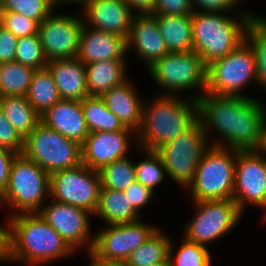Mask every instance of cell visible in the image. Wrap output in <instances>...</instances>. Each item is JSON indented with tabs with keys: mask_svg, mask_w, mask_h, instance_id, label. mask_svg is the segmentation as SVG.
Returning <instances> with one entry per match:
<instances>
[{
	"mask_svg": "<svg viewBox=\"0 0 266 266\" xmlns=\"http://www.w3.org/2000/svg\"><path fill=\"white\" fill-rule=\"evenodd\" d=\"M0 147L6 148L14 153L22 154L24 138L8 122L3 111L0 109Z\"/></svg>",
	"mask_w": 266,
	"mask_h": 266,
	"instance_id": "39",
	"label": "cell"
},
{
	"mask_svg": "<svg viewBox=\"0 0 266 266\" xmlns=\"http://www.w3.org/2000/svg\"><path fill=\"white\" fill-rule=\"evenodd\" d=\"M101 179L97 170L80 165L50 174V195L54 201L94 214L99 201Z\"/></svg>",
	"mask_w": 266,
	"mask_h": 266,
	"instance_id": "12",
	"label": "cell"
},
{
	"mask_svg": "<svg viewBox=\"0 0 266 266\" xmlns=\"http://www.w3.org/2000/svg\"><path fill=\"white\" fill-rule=\"evenodd\" d=\"M257 84L254 54L244 40L223 58L207 65L206 92L215 95L245 96L249 82Z\"/></svg>",
	"mask_w": 266,
	"mask_h": 266,
	"instance_id": "10",
	"label": "cell"
},
{
	"mask_svg": "<svg viewBox=\"0 0 266 266\" xmlns=\"http://www.w3.org/2000/svg\"><path fill=\"white\" fill-rule=\"evenodd\" d=\"M126 60H105L85 65L89 96H101L128 79Z\"/></svg>",
	"mask_w": 266,
	"mask_h": 266,
	"instance_id": "24",
	"label": "cell"
},
{
	"mask_svg": "<svg viewBox=\"0 0 266 266\" xmlns=\"http://www.w3.org/2000/svg\"><path fill=\"white\" fill-rule=\"evenodd\" d=\"M25 97L40 116L61 100L53 76L47 67L35 70Z\"/></svg>",
	"mask_w": 266,
	"mask_h": 266,
	"instance_id": "28",
	"label": "cell"
},
{
	"mask_svg": "<svg viewBox=\"0 0 266 266\" xmlns=\"http://www.w3.org/2000/svg\"><path fill=\"white\" fill-rule=\"evenodd\" d=\"M81 10L84 25L128 38L135 14L126 1L92 0Z\"/></svg>",
	"mask_w": 266,
	"mask_h": 266,
	"instance_id": "18",
	"label": "cell"
},
{
	"mask_svg": "<svg viewBox=\"0 0 266 266\" xmlns=\"http://www.w3.org/2000/svg\"><path fill=\"white\" fill-rule=\"evenodd\" d=\"M130 79L122 84L112 87L100 97L103 99L106 108L112 112L121 123L135 133L139 130L142 121L143 103L138 91ZM133 84V85H132Z\"/></svg>",
	"mask_w": 266,
	"mask_h": 266,
	"instance_id": "22",
	"label": "cell"
},
{
	"mask_svg": "<svg viewBox=\"0 0 266 266\" xmlns=\"http://www.w3.org/2000/svg\"><path fill=\"white\" fill-rule=\"evenodd\" d=\"M90 1H92V0H64V3L66 4V3H68V4H71V2H72V4L73 3H79V4H81L82 6L81 7H83L86 3H88V2H90Z\"/></svg>",
	"mask_w": 266,
	"mask_h": 266,
	"instance_id": "50",
	"label": "cell"
},
{
	"mask_svg": "<svg viewBox=\"0 0 266 266\" xmlns=\"http://www.w3.org/2000/svg\"><path fill=\"white\" fill-rule=\"evenodd\" d=\"M191 2H192L194 11L201 10V11H209V12H226L219 5V0H191Z\"/></svg>",
	"mask_w": 266,
	"mask_h": 266,
	"instance_id": "46",
	"label": "cell"
},
{
	"mask_svg": "<svg viewBox=\"0 0 266 266\" xmlns=\"http://www.w3.org/2000/svg\"><path fill=\"white\" fill-rule=\"evenodd\" d=\"M196 214L184 229V238L207 247L238 224L242 212L233 199L192 202Z\"/></svg>",
	"mask_w": 266,
	"mask_h": 266,
	"instance_id": "11",
	"label": "cell"
},
{
	"mask_svg": "<svg viewBox=\"0 0 266 266\" xmlns=\"http://www.w3.org/2000/svg\"><path fill=\"white\" fill-rule=\"evenodd\" d=\"M211 142L197 121L189 130L155 152L160 156L167 176L185 189L193 181L197 165Z\"/></svg>",
	"mask_w": 266,
	"mask_h": 266,
	"instance_id": "9",
	"label": "cell"
},
{
	"mask_svg": "<svg viewBox=\"0 0 266 266\" xmlns=\"http://www.w3.org/2000/svg\"><path fill=\"white\" fill-rule=\"evenodd\" d=\"M261 107H262V115H263V125L262 126H266V107L262 103H261Z\"/></svg>",
	"mask_w": 266,
	"mask_h": 266,
	"instance_id": "52",
	"label": "cell"
},
{
	"mask_svg": "<svg viewBox=\"0 0 266 266\" xmlns=\"http://www.w3.org/2000/svg\"><path fill=\"white\" fill-rule=\"evenodd\" d=\"M2 12H16L37 21L39 24L57 6L51 0H1Z\"/></svg>",
	"mask_w": 266,
	"mask_h": 266,
	"instance_id": "37",
	"label": "cell"
},
{
	"mask_svg": "<svg viewBox=\"0 0 266 266\" xmlns=\"http://www.w3.org/2000/svg\"><path fill=\"white\" fill-rule=\"evenodd\" d=\"M1 15H2V6H1V0H0V19H1Z\"/></svg>",
	"mask_w": 266,
	"mask_h": 266,
	"instance_id": "54",
	"label": "cell"
},
{
	"mask_svg": "<svg viewBox=\"0 0 266 266\" xmlns=\"http://www.w3.org/2000/svg\"><path fill=\"white\" fill-rule=\"evenodd\" d=\"M249 97L206 92L197 99L198 121L207 138L212 130L223 137V143L221 139L212 140L211 145L238 151L258 150L263 125L261 101Z\"/></svg>",
	"mask_w": 266,
	"mask_h": 266,
	"instance_id": "1",
	"label": "cell"
},
{
	"mask_svg": "<svg viewBox=\"0 0 266 266\" xmlns=\"http://www.w3.org/2000/svg\"><path fill=\"white\" fill-rule=\"evenodd\" d=\"M88 131L116 132L133 131L126 128L107 108L100 96H87L81 101Z\"/></svg>",
	"mask_w": 266,
	"mask_h": 266,
	"instance_id": "29",
	"label": "cell"
},
{
	"mask_svg": "<svg viewBox=\"0 0 266 266\" xmlns=\"http://www.w3.org/2000/svg\"><path fill=\"white\" fill-rule=\"evenodd\" d=\"M180 97L158 94L152 102L143 103L141 125L134 137L139 149L155 151L198 121L197 100Z\"/></svg>",
	"mask_w": 266,
	"mask_h": 266,
	"instance_id": "2",
	"label": "cell"
},
{
	"mask_svg": "<svg viewBox=\"0 0 266 266\" xmlns=\"http://www.w3.org/2000/svg\"><path fill=\"white\" fill-rule=\"evenodd\" d=\"M6 227L0 226V262H8L10 255V220L6 219Z\"/></svg>",
	"mask_w": 266,
	"mask_h": 266,
	"instance_id": "44",
	"label": "cell"
},
{
	"mask_svg": "<svg viewBox=\"0 0 266 266\" xmlns=\"http://www.w3.org/2000/svg\"><path fill=\"white\" fill-rule=\"evenodd\" d=\"M46 67L53 76L61 100L82 101L89 96L85 65L77 57L52 60Z\"/></svg>",
	"mask_w": 266,
	"mask_h": 266,
	"instance_id": "23",
	"label": "cell"
},
{
	"mask_svg": "<svg viewBox=\"0 0 266 266\" xmlns=\"http://www.w3.org/2000/svg\"><path fill=\"white\" fill-rule=\"evenodd\" d=\"M18 38L0 25V64L15 61Z\"/></svg>",
	"mask_w": 266,
	"mask_h": 266,
	"instance_id": "42",
	"label": "cell"
},
{
	"mask_svg": "<svg viewBox=\"0 0 266 266\" xmlns=\"http://www.w3.org/2000/svg\"><path fill=\"white\" fill-rule=\"evenodd\" d=\"M38 213L75 252L82 246L87 247V253L92 251L94 235L90 234V212L52 200L51 203L43 205Z\"/></svg>",
	"mask_w": 266,
	"mask_h": 266,
	"instance_id": "16",
	"label": "cell"
},
{
	"mask_svg": "<svg viewBox=\"0 0 266 266\" xmlns=\"http://www.w3.org/2000/svg\"><path fill=\"white\" fill-rule=\"evenodd\" d=\"M98 172L102 188L124 191L136 181L134 162L128 156L103 166Z\"/></svg>",
	"mask_w": 266,
	"mask_h": 266,
	"instance_id": "33",
	"label": "cell"
},
{
	"mask_svg": "<svg viewBox=\"0 0 266 266\" xmlns=\"http://www.w3.org/2000/svg\"><path fill=\"white\" fill-rule=\"evenodd\" d=\"M150 266H170L169 258L166 261L158 262Z\"/></svg>",
	"mask_w": 266,
	"mask_h": 266,
	"instance_id": "51",
	"label": "cell"
},
{
	"mask_svg": "<svg viewBox=\"0 0 266 266\" xmlns=\"http://www.w3.org/2000/svg\"><path fill=\"white\" fill-rule=\"evenodd\" d=\"M191 0H156L153 15H192Z\"/></svg>",
	"mask_w": 266,
	"mask_h": 266,
	"instance_id": "40",
	"label": "cell"
},
{
	"mask_svg": "<svg viewBox=\"0 0 266 266\" xmlns=\"http://www.w3.org/2000/svg\"><path fill=\"white\" fill-rule=\"evenodd\" d=\"M126 38L83 25L77 58L84 64L105 60H126Z\"/></svg>",
	"mask_w": 266,
	"mask_h": 266,
	"instance_id": "20",
	"label": "cell"
},
{
	"mask_svg": "<svg viewBox=\"0 0 266 266\" xmlns=\"http://www.w3.org/2000/svg\"><path fill=\"white\" fill-rule=\"evenodd\" d=\"M90 257L89 266H128L126 261L106 260L97 258L92 252L87 253Z\"/></svg>",
	"mask_w": 266,
	"mask_h": 266,
	"instance_id": "47",
	"label": "cell"
},
{
	"mask_svg": "<svg viewBox=\"0 0 266 266\" xmlns=\"http://www.w3.org/2000/svg\"><path fill=\"white\" fill-rule=\"evenodd\" d=\"M82 16L51 13L40 24L38 34L48 62L76 58L79 52Z\"/></svg>",
	"mask_w": 266,
	"mask_h": 266,
	"instance_id": "15",
	"label": "cell"
},
{
	"mask_svg": "<svg viewBox=\"0 0 266 266\" xmlns=\"http://www.w3.org/2000/svg\"><path fill=\"white\" fill-rule=\"evenodd\" d=\"M147 69L154 82L165 91L162 95H179L184 90L196 89L201 92L189 97L197 100L206 93L207 66L195 51L169 52Z\"/></svg>",
	"mask_w": 266,
	"mask_h": 266,
	"instance_id": "7",
	"label": "cell"
},
{
	"mask_svg": "<svg viewBox=\"0 0 266 266\" xmlns=\"http://www.w3.org/2000/svg\"><path fill=\"white\" fill-rule=\"evenodd\" d=\"M237 150L210 145L188 185L192 201L233 199Z\"/></svg>",
	"mask_w": 266,
	"mask_h": 266,
	"instance_id": "6",
	"label": "cell"
},
{
	"mask_svg": "<svg viewBox=\"0 0 266 266\" xmlns=\"http://www.w3.org/2000/svg\"><path fill=\"white\" fill-rule=\"evenodd\" d=\"M158 228L138 220L132 223L107 225L94 234L92 253L101 259L126 261Z\"/></svg>",
	"mask_w": 266,
	"mask_h": 266,
	"instance_id": "14",
	"label": "cell"
},
{
	"mask_svg": "<svg viewBox=\"0 0 266 266\" xmlns=\"http://www.w3.org/2000/svg\"><path fill=\"white\" fill-rule=\"evenodd\" d=\"M0 109L23 138L41 122V116L25 96H1Z\"/></svg>",
	"mask_w": 266,
	"mask_h": 266,
	"instance_id": "27",
	"label": "cell"
},
{
	"mask_svg": "<svg viewBox=\"0 0 266 266\" xmlns=\"http://www.w3.org/2000/svg\"><path fill=\"white\" fill-rule=\"evenodd\" d=\"M56 6H60L59 4L63 5L64 0H51Z\"/></svg>",
	"mask_w": 266,
	"mask_h": 266,
	"instance_id": "53",
	"label": "cell"
},
{
	"mask_svg": "<svg viewBox=\"0 0 266 266\" xmlns=\"http://www.w3.org/2000/svg\"><path fill=\"white\" fill-rule=\"evenodd\" d=\"M95 215L103 219L107 225L132 223L141 218V214L130 203L124 191L102 187Z\"/></svg>",
	"mask_w": 266,
	"mask_h": 266,
	"instance_id": "25",
	"label": "cell"
},
{
	"mask_svg": "<svg viewBox=\"0 0 266 266\" xmlns=\"http://www.w3.org/2000/svg\"><path fill=\"white\" fill-rule=\"evenodd\" d=\"M244 40L254 54L257 84L266 90V21L262 17L248 23Z\"/></svg>",
	"mask_w": 266,
	"mask_h": 266,
	"instance_id": "32",
	"label": "cell"
},
{
	"mask_svg": "<svg viewBox=\"0 0 266 266\" xmlns=\"http://www.w3.org/2000/svg\"><path fill=\"white\" fill-rule=\"evenodd\" d=\"M49 195L50 175L23 154H17L7 187L0 195V206L6 205L10 211L14 210L11 216L38 213Z\"/></svg>",
	"mask_w": 266,
	"mask_h": 266,
	"instance_id": "5",
	"label": "cell"
},
{
	"mask_svg": "<svg viewBox=\"0 0 266 266\" xmlns=\"http://www.w3.org/2000/svg\"><path fill=\"white\" fill-rule=\"evenodd\" d=\"M133 207L141 214V209L149 204L154 196L151 189L143 186L138 181L133 182L127 189L124 190Z\"/></svg>",
	"mask_w": 266,
	"mask_h": 266,
	"instance_id": "41",
	"label": "cell"
},
{
	"mask_svg": "<svg viewBox=\"0 0 266 266\" xmlns=\"http://www.w3.org/2000/svg\"><path fill=\"white\" fill-rule=\"evenodd\" d=\"M233 200L242 213L248 203L266 210V157L258 150H237Z\"/></svg>",
	"mask_w": 266,
	"mask_h": 266,
	"instance_id": "13",
	"label": "cell"
},
{
	"mask_svg": "<svg viewBox=\"0 0 266 266\" xmlns=\"http://www.w3.org/2000/svg\"><path fill=\"white\" fill-rule=\"evenodd\" d=\"M0 25L17 38L37 35L39 23L16 12H2Z\"/></svg>",
	"mask_w": 266,
	"mask_h": 266,
	"instance_id": "38",
	"label": "cell"
},
{
	"mask_svg": "<svg viewBox=\"0 0 266 266\" xmlns=\"http://www.w3.org/2000/svg\"><path fill=\"white\" fill-rule=\"evenodd\" d=\"M157 228L150 237L136 250H134L126 262L128 266H150L166 261L169 258L170 238Z\"/></svg>",
	"mask_w": 266,
	"mask_h": 266,
	"instance_id": "30",
	"label": "cell"
},
{
	"mask_svg": "<svg viewBox=\"0 0 266 266\" xmlns=\"http://www.w3.org/2000/svg\"><path fill=\"white\" fill-rule=\"evenodd\" d=\"M22 154L49 175L82 163L81 145L40 122L25 138Z\"/></svg>",
	"mask_w": 266,
	"mask_h": 266,
	"instance_id": "8",
	"label": "cell"
},
{
	"mask_svg": "<svg viewBox=\"0 0 266 266\" xmlns=\"http://www.w3.org/2000/svg\"><path fill=\"white\" fill-rule=\"evenodd\" d=\"M135 134L134 131L90 132L81 145L82 163L99 171L103 166L127 157L130 137Z\"/></svg>",
	"mask_w": 266,
	"mask_h": 266,
	"instance_id": "17",
	"label": "cell"
},
{
	"mask_svg": "<svg viewBox=\"0 0 266 266\" xmlns=\"http://www.w3.org/2000/svg\"><path fill=\"white\" fill-rule=\"evenodd\" d=\"M126 42L127 51L134 49L135 55L144 60L146 68L169 53L153 14L134 15Z\"/></svg>",
	"mask_w": 266,
	"mask_h": 266,
	"instance_id": "19",
	"label": "cell"
},
{
	"mask_svg": "<svg viewBox=\"0 0 266 266\" xmlns=\"http://www.w3.org/2000/svg\"><path fill=\"white\" fill-rule=\"evenodd\" d=\"M16 155L17 153L0 147V195L7 187L11 166Z\"/></svg>",
	"mask_w": 266,
	"mask_h": 266,
	"instance_id": "43",
	"label": "cell"
},
{
	"mask_svg": "<svg viewBox=\"0 0 266 266\" xmlns=\"http://www.w3.org/2000/svg\"><path fill=\"white\" fill-rule=\"evenodd\" d=\"M41 122L80 145L89 134L81 101L60 100L41 115Z\"/></svg>",
	"mask_w": 266,
	"mask_h": 266,
	"instance_id": "21",
	"label": "cell"
},
{
	"mask_svg": "<svg viewBox=\"0 0 266 266\" xmlns=\"http://www.w3.org/2000/svg\"><path fill=\"white\" fill-rule=\"evenodd\" d=\"M241 1V0H240ZM239 0H219V5L226 11L229 13H232L236 8L237 4H240Z\"/></svg>",
	"mask_w": 266,
	"mask_h": 266,
	"instance_id": "48",
	"label": "cell"
},
{
	"mask_svg": "<svg viewBox=\"0 0 266 266\" xmlns=\"http://www.w3.org/2000/svg\"><path fill=\"white\" fill-rule=\"evenodd\" d=\"M15 61L35 70L47 66L48 60L44 55L39 34L18 38Z\"/></svg>",
	"mask_w": 266,
	"mask_h": 266,
	"instance_id": "36",
	"label": "cell"
},
{
	"mask_svg": "<svg viewBox=\"0 0 266 266\" xmlns=\"http://www.w3.org/2000/svg\"><path fill=\"white\" fill-rule=\"evenodd\" d=\"M225 15L226 12L209 11H194L192 14L193 51L200 55L206 66L242 43L248 23L261 17L247 11L240 12V18Z\"/></svg>",
	"mask_w": 266,
	"mask_h": 266,
	"instance_id": "4",
	"label": "cell"
},
{
	"mask_svg": "<svg viewBox=\"0 0 266 266\" xmlns=\"http://www.w3.org/2000/svg\"><path fill=\"white\" fill-rule=\"evenodd\" d=\"M10 215V262L40 266L75 253L39 213Z\"/></svg>",
	"mask_w": 266,
	"mask_h": 266,
	"instance_id": "3",
	"label": "cell"
},
{
	"mask_svg": "<svg viewBox=\"0 0 266 266\" xmlns=\"http://www.w3.org/2000/svg\"><path fill=\"white\" fill-rule=\"evenodd\" d=\"M35 69L16 61L0 64V97L26 96Z\"/></svg>",
	"mask_w": 266,
	"mask_h": 266,
	"instance_id": "31",
	"label": "cell"
},
{
	"mask_svg": "<svg viewBox=\"0 0 266 266\" xmlns=\"http://www.w3.org/2000/svg\"><path fill=\"white\" fill-rule=\"evenodd\" d=\"M124 1L128 3L134 14H152L154 12L156 5V0H124Z\"/></svg>",
	"mask_w": 266,
	"mask_h": 266,
	"instance_id": "45",
	"label": "cell"
},
{
	"mask_svg": "<svg viewBox=\"0 0 266 266\" xmlns=\"http://www.w3.org/2000/svg\"><path fill=\"white\" fill-rule=\"evenodd\" d=\"M145 151L146 158L135 163L136 181L154 192L155 187L161 185L165 179L166 171L160 156L155 151Z\"/></svg>",
	"mask_w": 266,
	"mask_h": 266,
	"instance_id": "35",
	"label": "cell"
},
{
	"mask_svg": "<svg viewBox=\"0 0 266 266\" xmlns=\"http://www.w3.org/2000/svg\"><path fill=\"white\" fill-rule=\"evenodd\" d=\"M182 238V244L176 255H174V246L170 241V266H211L212 256L207 247Z\"/></svg>",
	"mask_w": 266,
	"mask_h": 266,
	"instance_id": "34",
	"label": "cell"
},
{
	"mask_svg": "<svg viewBox=\"0 0 266 266\" xmlns=\"http://www.w3.org/2000/svg\"><path fill=\"white\" fill-rule=\"evenodd\" d=\"M258 151L266 155V126H262L261 142Z\"/></svg>",
	"mask_w": 266,
	"mask_h": 266,
	"instance_id": "49",
	"label": "cell"
},
{
	"mask_svg": "<svg viewBox=\"0 0 266 266\" xmlns=\"http://www.w3.org/2000/svg\"><path fill=\"white\" fill-rule=\"evenodd\" d=\"M169 52L193 51L192 15H155Z\"/></svg>",
	"mask_w": 266,
	"mask_h": 266,
	"instance_id": "26",
	"label": "cell"
}]
</instances>
